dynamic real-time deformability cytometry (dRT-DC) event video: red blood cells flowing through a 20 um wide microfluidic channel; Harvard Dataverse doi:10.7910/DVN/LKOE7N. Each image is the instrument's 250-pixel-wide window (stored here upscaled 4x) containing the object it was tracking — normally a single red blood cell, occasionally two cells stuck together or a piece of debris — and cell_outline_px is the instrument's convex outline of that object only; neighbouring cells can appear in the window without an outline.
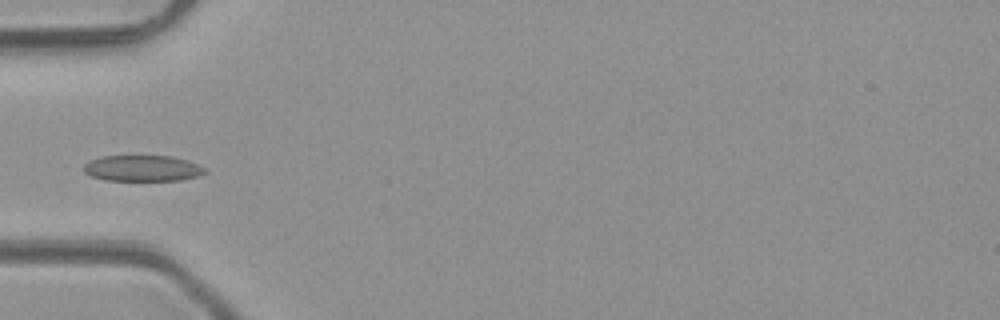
{"species": "common noctule bat (a hibernating species)", "species_latin": "Nyctalus noctula", "temperature_condition": "room temperature", "stored_images_in_passage": 7, "camera_frame_rate_fps": 3000, "um_per_image_px": 0.085, "animal": {"sex": "male", "body_mass_g": 23.1, "forearm_length_mm": 52.7}, "frame": {"image": 1, "passage_image": 6, "time_ms": 5.667, "image_size_px": [1000, 320], "cell_outline_px": [[208, 172], [200, 176], [180, 180], [104, 180], [92, 176], [84, 172], [84, 164], [88, 160], [100, 156], [172, 156], [188, 160], [208, 168]], "centroid_in_image_um": [12.16, 14.3], "position_along_channel_um": 72.8, "area_um2": 18.61}}
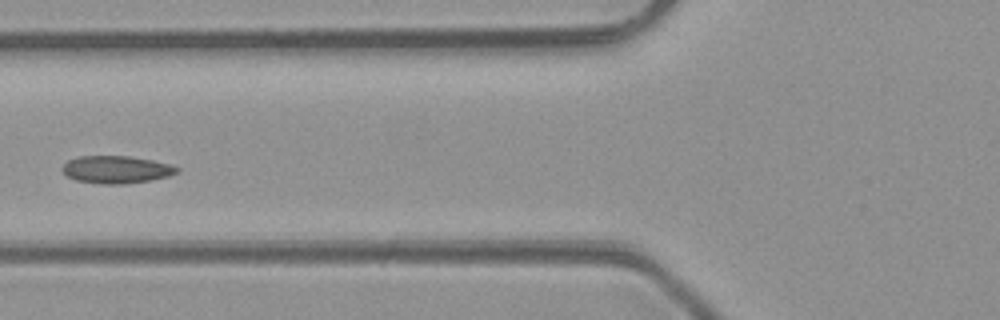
{"frame": {"image": 2, "passage_image": 7, "time_ms": 6.667, "image_size_px": [1000, 320], "cell_outline_px": [[180, 168], [176, 172], [168, 176], [152, 180], [124, 184], [104, 184], [76, 180], [68, 176], [60, 168], [68, 160], [76, 156], [128, 156], [152, 160], [168, 164]], "centroid_in_image_um": [9.86, 14.41], "position_along_channel_um": 115.9, "area_um2": 18.26}}